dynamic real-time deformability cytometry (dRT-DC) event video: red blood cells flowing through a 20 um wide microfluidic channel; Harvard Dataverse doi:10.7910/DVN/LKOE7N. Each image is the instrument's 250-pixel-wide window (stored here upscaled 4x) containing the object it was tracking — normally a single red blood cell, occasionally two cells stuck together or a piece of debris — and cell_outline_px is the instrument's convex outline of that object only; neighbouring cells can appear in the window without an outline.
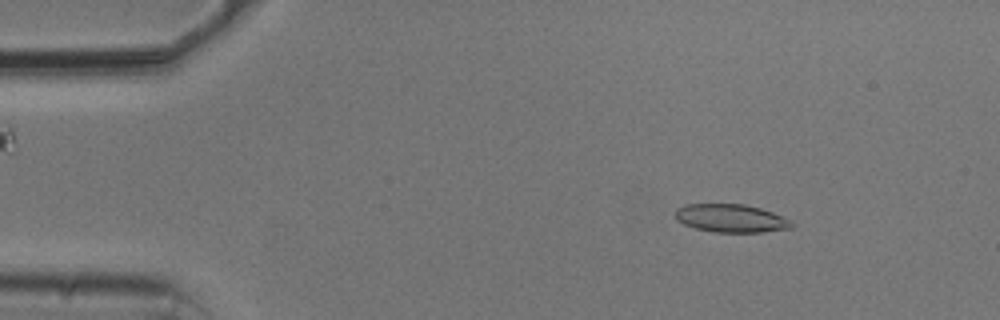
{"species": "common noctule bat (a hibernating species)", "species_latin": "Nyctalus noctula", "temperature_condition": "cold", "stored_images_in_passage": 53, "camera_frame_rate_fps": 3000, "um_per_image_px": 0.085, "animal": {"sex": "male", "body_mass_g": 20.5, "forearm_length_mm": 52.5}, "frame": {"image": 1, "passage_image": 7, "time_ms": 2.0, "image_size_px": [1000, 320], "cell_outline_px": [[796, 224], [792, 228], [764, 232], [716, 232], [696, 228], [684, 224], [676, 220], [676, 208], [684, 204], [744, 204], [760, 208], [772, 212]], "centroid_in_image_um": [62.13, 18.55], "position_along_channel_um": 22.9, "area_um2": 19.02}}
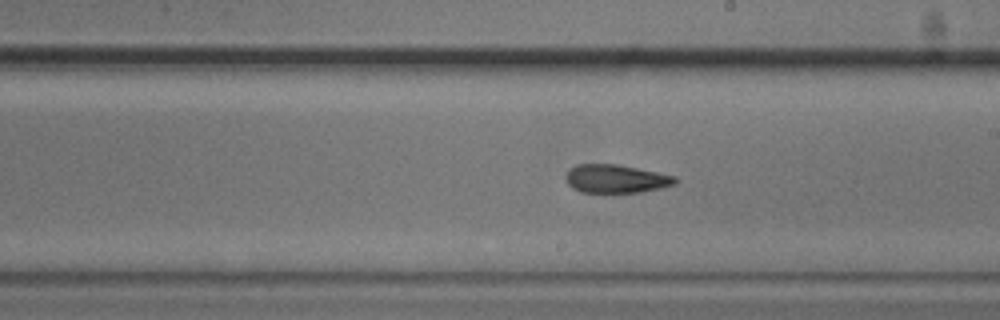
{"frame": {"image": 2, "passage_image": 30, "time_ms": 9.667, "image_size_px": [1000, 320], "cell_outline_px": [[676, 184], [660, 188], [640, 192], [580, 192], [572, 188], [568, 184], [564, 176], [576, 164], [616, 164], [676, 176]], "centroid_in_image_um": [52.33, 15.2], "position_along_channel_um": 236.7, "area_um2": 17.92}}
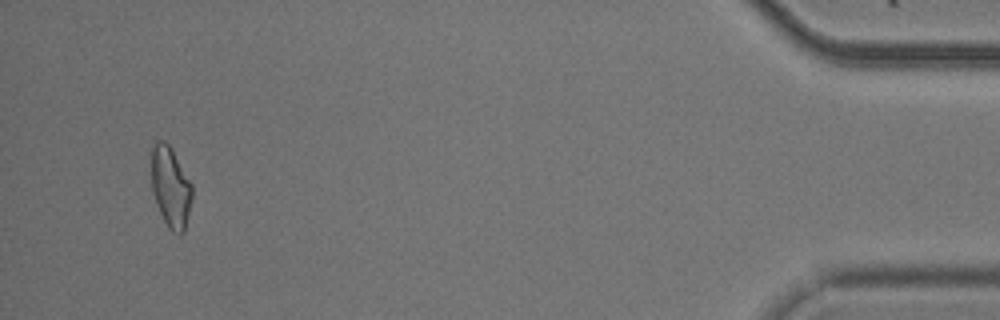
{"frame": {"image": 3, "passage_image": 51, "time_ms": 16.667, "image_size_px": [1000, 320], "cell_outline_px": [[192, 196], [184, 232], [180, 236], [172, 232], [168, 228], [156, 204], [152, 192], [152, 148], [160, 140], [164, 140], [168, 144], [192, 184]], "centroid_in_image_um": [14.5, 15.96], "position_along_channel_um": 420.7, "area_um2": 18.84}, "authors_computed_cell_mechanics": {"area_um2": 19.074, "velocity_mm_per_s": 3.7397, "shape_relaxation_time_tau1_ms": null, "shape_relaxation_time_tau2_ms": 4.0578, "deformation_change_tau1": null, "deformation_change_tau2": 0.1141}}